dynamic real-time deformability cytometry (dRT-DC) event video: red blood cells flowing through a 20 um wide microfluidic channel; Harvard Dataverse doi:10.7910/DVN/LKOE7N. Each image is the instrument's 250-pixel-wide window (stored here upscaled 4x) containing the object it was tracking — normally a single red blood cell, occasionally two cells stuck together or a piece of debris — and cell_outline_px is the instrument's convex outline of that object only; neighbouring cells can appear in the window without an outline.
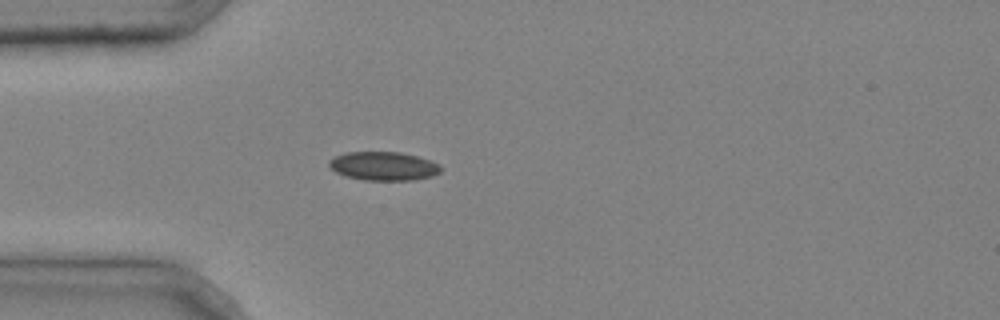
{"species": "common noctule bat (a hibernating species)", "species_latin": "Nyctalus noctula", "temperature_condition": "cold", "stored_images_in_passage": 2, "camera_frame_rate_fps": 3000, "um_per_image_px": 0.085, "animal": {"sex": "male", "body_mass_g": 20.4}, "frame": {"image": 1, "passage_image": 2, "time_ms": 0.333, "image_size_px": [1000, 320], "cell_outline_px": [[444, 168], [440, 172], [432, 176], [416, 180], [364, 180], [344, 176], [336, 172], [328, 164], [328, 160], [344, 152], [400, 152], [432, 160], [440, 164]], "centroid_in_image_um": [32.63, 14.12], "position_along_channel_um": 52.4, "area_um2": 18.9}}